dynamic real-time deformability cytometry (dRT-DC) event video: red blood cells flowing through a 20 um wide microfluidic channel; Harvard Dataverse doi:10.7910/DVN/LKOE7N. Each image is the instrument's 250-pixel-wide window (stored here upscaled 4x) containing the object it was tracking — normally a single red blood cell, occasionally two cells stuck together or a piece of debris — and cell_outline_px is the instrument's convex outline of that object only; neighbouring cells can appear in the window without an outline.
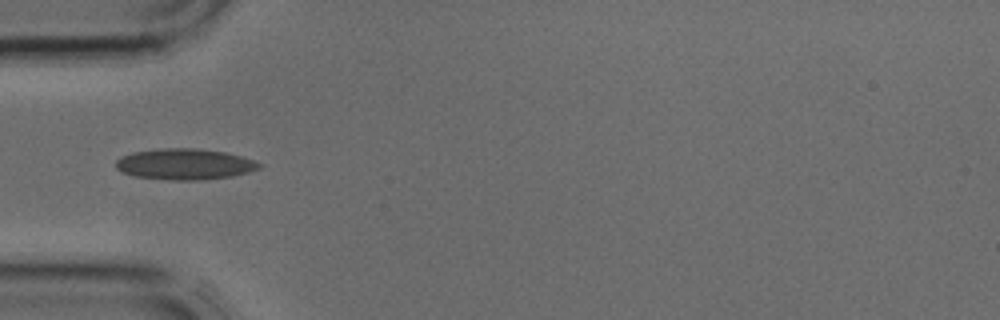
{"species": "common noctule bat (a hibernating species)", "species_latin": "Nyctalus noctula", "temperature_condition": "cold", "stored_images_in_passage": 1, "camera_frame_rate_fps": 3000, "um_per_image_px": 0.085, "animal": {"sex": "male", "body_mass_g": 17.9, "forearm_length_mm": 54.2}, "frame": {"image": 1, "passage_image": 1, "time_ms": 0.0, "image_size_px": [1000, 320], "cell_outline_px": [[264, 164], [260, 168], [248, 172], [232, 176], [196, 180], [172, 180], [136, 176], [120, 172], [116, 168], [116, 160], [120, 156], [132, 152], [164, 148], [196, 148], [224, 152], [240, 156]], "centroid_in_image_um": [15.67, 13.95], "position_along_channel_um": 69.3, "area_um2": 25.78}}